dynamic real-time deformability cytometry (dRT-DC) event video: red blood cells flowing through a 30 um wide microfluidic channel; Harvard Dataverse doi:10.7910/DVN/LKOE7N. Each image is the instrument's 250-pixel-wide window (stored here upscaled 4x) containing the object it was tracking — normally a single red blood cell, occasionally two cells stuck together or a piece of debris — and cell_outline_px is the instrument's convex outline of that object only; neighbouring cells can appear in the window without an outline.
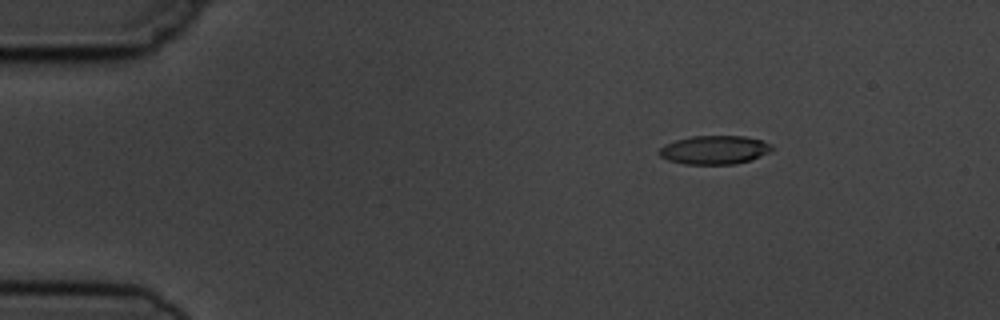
{"species": "common noctule bat (a hibernating species)", "species_latin": "Nyctalus noctula", "temperature_condition": "cold", "stored_images_in_passage": 5, "segment_of_instrument_passage": [2, 2], "camera_frame_rate_fps": 3000, "um_per_image_px": 0.085, "animal": {"sex": "male", "body_mass_g": 19.5, "forearm_length_mm": 54.6}, "frame": {"image": 1, "passage_image": 5, "time_ms": 5.667, "image_size_px": [1000, 320], "cell_outline_px": [[772, 148], [768, 152], [752, 160], [736, 164], [684, 164], [668, 160], [660, 156], [660, 148], [664, 144], [676, 140], [692, 136], [744, 136], [760, 140], [772, 144]], "centroid_in_image_um": [60.72, 12.74], "position_along_channel_um": 24.3, "area_um2": 18.73}}